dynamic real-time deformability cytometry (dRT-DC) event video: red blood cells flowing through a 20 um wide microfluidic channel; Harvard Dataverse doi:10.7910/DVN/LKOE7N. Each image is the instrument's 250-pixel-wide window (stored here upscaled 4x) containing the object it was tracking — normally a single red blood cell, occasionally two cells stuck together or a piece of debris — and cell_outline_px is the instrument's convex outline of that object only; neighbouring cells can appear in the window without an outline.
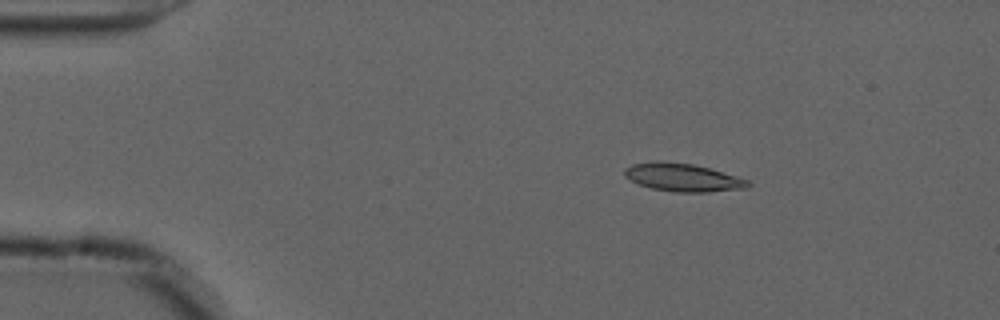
{"species": "common noctule bat (a hibernating species)", "species_latin": "Nyctalus noctula", "temperature_condition": "cold", "stored_images_in_passage": 54, "camera_frame_rate_fps": 3000, "um_per_image_px": 0.085, "animal": {"sex": "male", "forearm_length_mm": 52.5}, "frame": {"image": 1, "passage_image": 8, "time_ms": 2.333, "image_size_px": [1000, 320], "cell_outline_px": [[752, 184], [748, 188], [708, 192], [676, 192], [652, 188], [640, 184], [624, 176], [624, 168], [632, 164], [652, 160], [660, 160], [692, 164], [708, 168], [748, 180]], "centroid_in_image_um": [58.01, 15.07], "position_along_channel_um": 27.0, "area_um2": 20.11}}
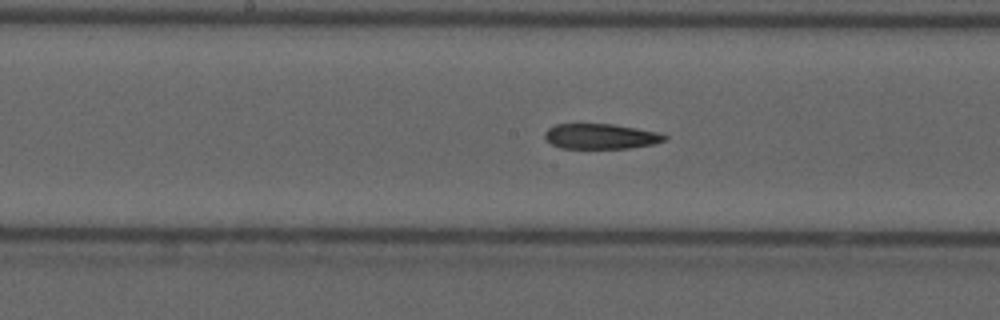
{"frame": {"image": 2, "passage_image": 27, "time_ms": 8.667, "image_size_px": [1000, 320], "cell_outline_px": [[668, 140], [652, 144], [632, 148], [560, 148], [552, 144], [544, 136], [544, 132], [548, 128], [556, 124], [612, 124], [636, 128], [656, 132], [668, 136]], "centroid_in_image_um": [51.07, 11.59], "position_along_channel_um": 197.1, "area_um2": 17.57}}
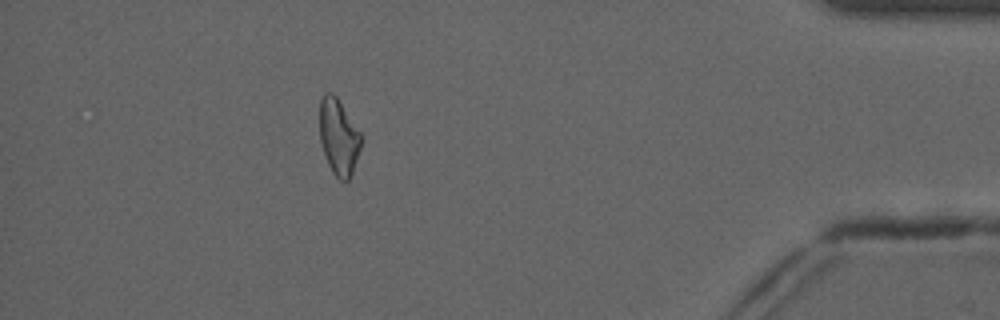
{"frame": {"image": 3, "passage_image": 48, "time_ms": 15.667, "image_size_px": [1000, 320], "cell_outline_px": [[360, 148], [352, 172], [348, 180], [340, 180], [332, 172], [328, 164], [320, 140], [320, 100], [324, 92], [332, 92], [336, 96], [360, 132]], "centroid_in_image_um": [28.76, 11.61], "position_along_channel_um": 406.4, "area_um2": 17.98}, "authors_computed_cell_mechanics": {"area_um2": 19.074, "velocity_mm_per_s": 3.7127, "shape_relaxation_time_tau1_ms": null, "shape_relaxation_time_tau2_ms": 7.201, "deformation_change_tau1": null, "deformation_change_tau2": 0.1872}}